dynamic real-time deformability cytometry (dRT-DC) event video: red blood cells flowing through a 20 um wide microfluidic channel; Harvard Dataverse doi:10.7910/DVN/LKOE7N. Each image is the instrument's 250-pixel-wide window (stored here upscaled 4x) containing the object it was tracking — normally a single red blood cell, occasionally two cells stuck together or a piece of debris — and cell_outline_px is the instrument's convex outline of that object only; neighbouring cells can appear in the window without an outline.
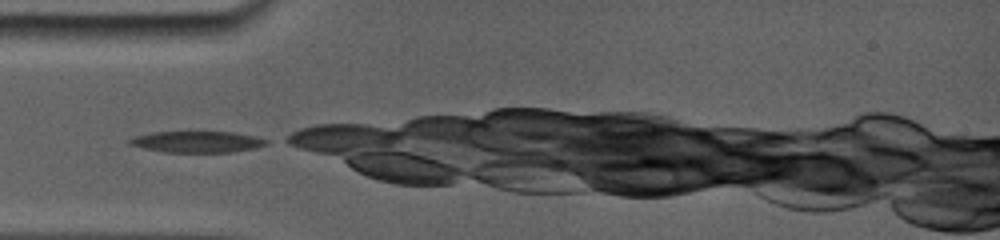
{"species": "common noctule bat (a hibernating species)", "species_latin": "Nyctalus noctula", "temperature_condition": "room temperature", "stored_images_in_passage": 4, "camera_frame_rate_fps": 5000, "um_per_image_px": 0.085, "animal": {"sex": "female", "body_mass_g": 19.0, "forearm_length_mm": 56.7}, "frame": {"image": 1, "passage_image": 1, "time_ms": 0.0, "image_size_px": [1000, 240], "cell_outline_px": [[268, 140], [264, 144], [252, 148], [228, 152], [164, 152], [144, 148], [132, 144], [128, 140], [136, 136], [156, 132], [232, 132], [252, 136]], "centroid_in_image_um": [16.72, 12.05], "position_along_channel_um": 68.3, "area_um2": 16.36}}
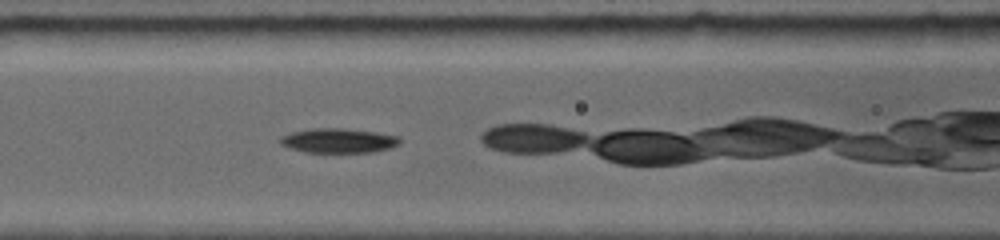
{"frame": {"image": 2, "passage_image": 3, "time_ms": 1.8, "image_size_px": [1000, 240], "cell_outline_px": [[400, 140], [396, 144], [388, 148], [372, 152], [308, 152], [292, 148], [280, 144], [280, 140], [284, 136], [292, 132], [320, 128], [336, 128], [372, 132], [396, 136]], "centroid_in_image_um": [28.74, 11.96], "position_along_channel_um": 137.9, "area_um2": 16.3}}
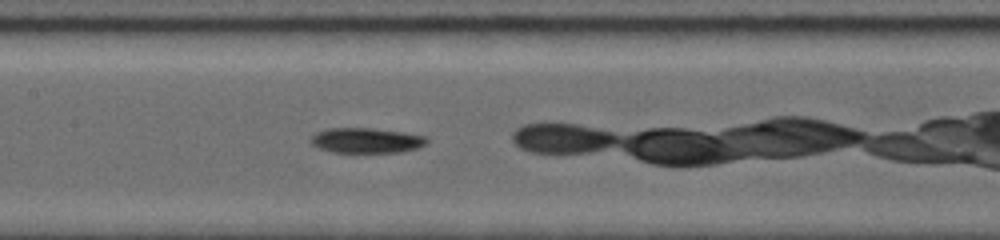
{"frame": {"image": 3, "passage_image": 4, "time_ms": 2.8, "image_size_px": [1000, 240], "cell_outline_px": [[428, 140], [424, 144], [416, 148], [400, 152], [336, 152], [320, 148], [312, 144], [312, 136], [320, 132], [332, 128], [364, 128], [400, 132], [424, 136]], "centroid_in_image_um": [31.15, 11.95], "position_along_channel_um": 176.3, "area_um2": 16.3}}